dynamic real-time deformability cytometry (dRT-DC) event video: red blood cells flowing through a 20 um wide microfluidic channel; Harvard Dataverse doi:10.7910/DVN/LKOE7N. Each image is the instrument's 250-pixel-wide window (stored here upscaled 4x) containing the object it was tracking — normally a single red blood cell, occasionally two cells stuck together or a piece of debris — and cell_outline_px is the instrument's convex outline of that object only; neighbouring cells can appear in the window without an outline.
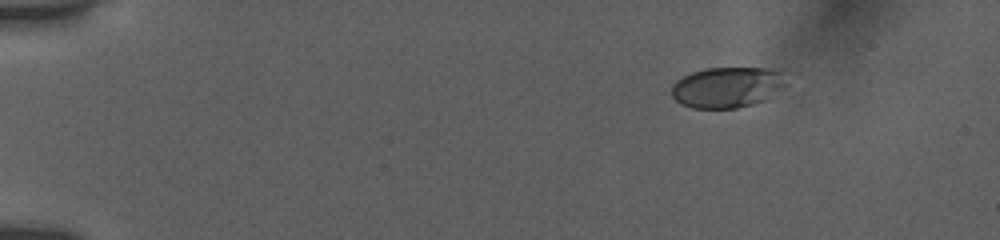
{"species": "human", "species_latin": "Homo sapiens", "temperature_condition": "room temperature", "stored_images_in_passage": 11, "camera_frame_rate_fps": 3000, "um_per_image_px": 0.085, "donor": {"sex": "female"}, "frame": {"image": 1, "passage_image": 1, "time_ms": 0.0, "image_size_px": [1000, 240], "cell_outline_px": [[792, 72], [788, 84], [764, 100], [752, 104], [736, 108], [692, 108], [676, 100], [672, 96], [672, 84], [676, 80], [692, 72], [708, 68], [788, 68]], "centroid_in_image_um": [61.97, 7.37], "position_along_channel_um": 23.0, "area_um2": 27.92}}